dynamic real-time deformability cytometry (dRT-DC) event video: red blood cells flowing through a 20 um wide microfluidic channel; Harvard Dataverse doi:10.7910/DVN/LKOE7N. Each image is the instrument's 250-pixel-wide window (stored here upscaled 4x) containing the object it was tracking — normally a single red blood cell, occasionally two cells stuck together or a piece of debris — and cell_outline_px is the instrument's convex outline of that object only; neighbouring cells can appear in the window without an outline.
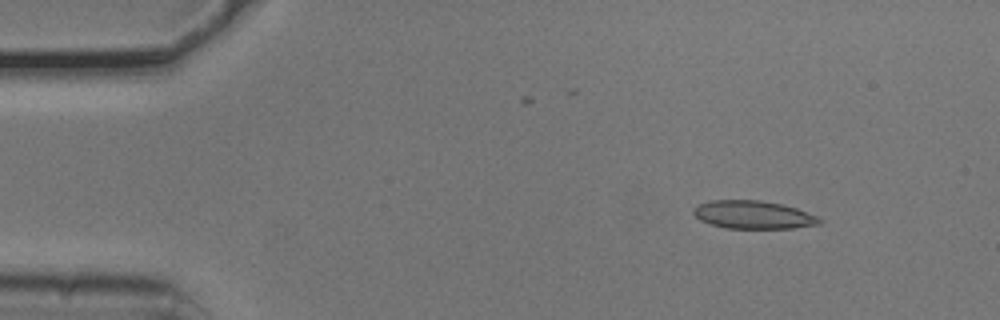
{"species": "common noctule bat (a hibernating species)", "species_latin": "Nyctalus noctula", "temperature_condition": "cold", "stored_images_in_passage": 4, "camera_frame_rate_fps": 3000, "um_per_image_px": 0.085, "animal": {"sex": "male", "body_mass_g": 20.5, "forearm_length_mm": 52.5}, "frame": {"image": 1, "passage_image": 2, "time_ms": 0.333, "image_size_px": [1000, 320], "cell_outline_px": [[824, 220], [820, 224], [792, 228], [724, 228], [700, 220], [692, 212], [692, 208], [696, 204], [708, 200], [760, 200], [780, 204], [796, 208], [816, 216]], "centroid_in_image_um": [63.98, 18.25], "position_along_channel_um": 21.0, "area_um2": 20.63}}
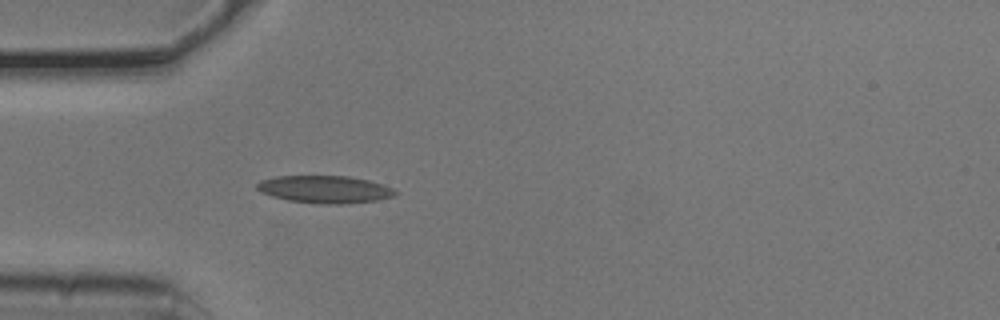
{"frame": {"image": 2, "passage_image": 4, "time_ms": 1.0, "image_size_px": [1000, 320], "cell_outline_px": [[396, 196], [376, 200], [340, 204], [328, 204], [288, 200], [272, 196], [260, 192], [256, 188], [256, 184], [260, 180], [276, 176], [348, 176], [368, 180], [384, 184], [392, 188], [396, 192]], "centroid_in_image_um": [27.6, 16.08], "position_along_channel_um": 57.4, "area_um2": 22.02}}